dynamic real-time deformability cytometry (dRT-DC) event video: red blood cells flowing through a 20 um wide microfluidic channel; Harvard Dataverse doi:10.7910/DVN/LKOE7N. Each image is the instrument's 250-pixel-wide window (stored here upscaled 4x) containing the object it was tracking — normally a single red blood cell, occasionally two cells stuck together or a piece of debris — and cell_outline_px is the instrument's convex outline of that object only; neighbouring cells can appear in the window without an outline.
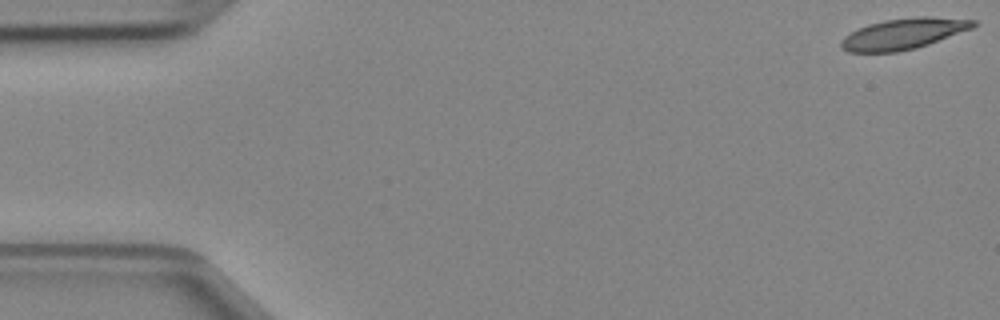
{"species": "Egyptian fruit bat (a non-hibernating species)", "species_latin": "Rousettus aegyptiacus", "temperature_condition": "cold", "stored_images_in_passage": 15, "camera_frame_rate_fps": 3000, "um_per_image_px": 0.085, "animal": {"sex": "female"}, "frame": {"image": 1, "passage_image": 1, "time_ms": 0.0, "image_size_px": [1000, 320], "cell_outline_px": [[976, 24], [972, 28], [928, 44], [916, 48], [896, 52], [848, 52], [840, 48], [840, 40], [844, 36], [868, 24], [884, 20], [916, 16], [928, 16], [976, 20]], "centroid_in_image_um": [76.76, 2.87], "position_along_channel_um": 8.2, "area_um2": 23.7}}
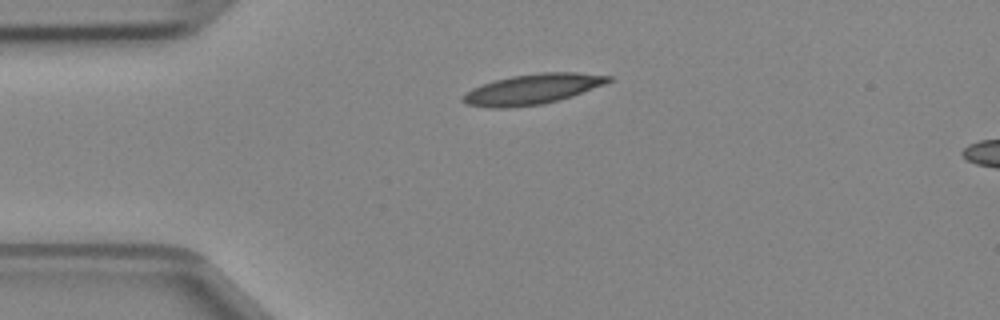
{"frame": {"image": 2, "passage_image": 11, "time_ms": 3.333, "image_size_px": [1000, 320], "cell_outline_px": [[612, 80], [604, 84], [572, 96], [560, 100], [544, 104], [508, 108], [492, 108], [464, 104], [460, 100], [460, 96], [472, 88], [496, 80], [512, 76], [540, 72], [576, 72], [612, 76]], "centroid_in_image_um": [45.23, 7.59], "position_along_channel_um": 39.8, "area_um2": 25.78}}